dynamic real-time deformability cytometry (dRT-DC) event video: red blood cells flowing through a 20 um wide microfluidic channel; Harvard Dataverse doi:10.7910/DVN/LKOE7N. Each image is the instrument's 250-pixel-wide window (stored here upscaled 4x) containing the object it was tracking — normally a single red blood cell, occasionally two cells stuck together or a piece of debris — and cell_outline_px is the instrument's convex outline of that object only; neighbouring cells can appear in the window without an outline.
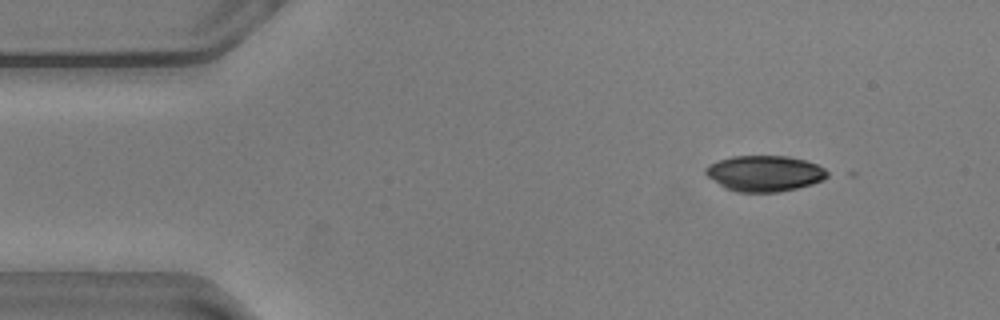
{"species": "common noctule bat (a hibernating species)", "species_latin": "Nyctalus noctula", "temperature_condition": "warm", "stored_images_in_passage": 9, "camera_frame_rate_fps": 3000, "um_per_image_px": 0.085, "animal": {"sex": "male", "body_mass_g": 20.5, "forearm_length_mm": 52.5}, "frame": {"image": 1, "passage_image": 1, "time_ms": 0.0, "image_size_px": [1000, 320], "cell_outline_px": [[832, 172], [824, 180], [812, 184], [780, 192], [736, 192], [724, 188], [708, 176], [704, 172], [704, 168], [708, 164], [732, 156], [788, 156], [804, 160], [816, 164]], "centroid_in_image_um": [65.0, 14.74], "position_along_channel_um": 20.0, "area_um2": 25.61}}